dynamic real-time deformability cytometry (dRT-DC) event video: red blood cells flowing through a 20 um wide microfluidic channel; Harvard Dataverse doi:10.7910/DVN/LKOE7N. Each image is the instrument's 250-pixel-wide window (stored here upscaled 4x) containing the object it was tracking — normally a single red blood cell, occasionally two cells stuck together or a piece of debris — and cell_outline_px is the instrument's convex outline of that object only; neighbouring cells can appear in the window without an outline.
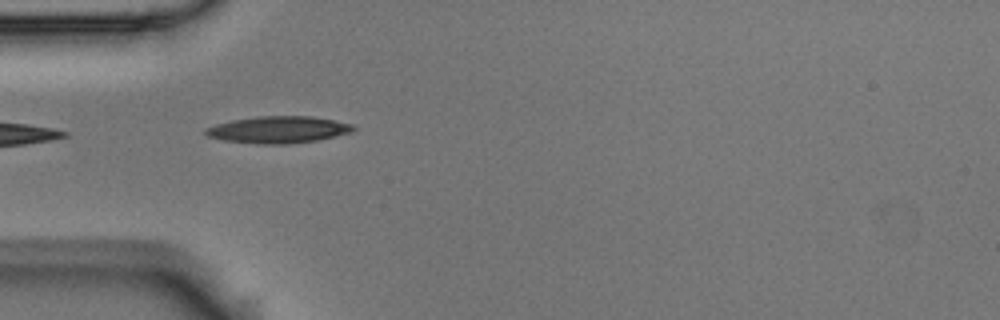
{"species": "Egyptian fruit bat (a non-hibernating species)", "species_latin": "Rousettus aegyptiacus", "temperature_condition": "room temperature", "stored_images_in_passage": 2, "camera_frame_rate_fps": 3000, "um_per_image_px": 0.085, "animal": {"sex": "male"}, "frame": {"image": 1, "passage_image": 1, "time_ms": 0.0, "image_size_px": [1000, 320], "cell_outline_px": [[356, 128], [352, 132], [316, 140], [288, 144], [260, 144], [224, 140], [208, 136], [204, 132], [204, 128], [216, 124], [232, 120], [260, 116], [312, 116], [352, 124]], "centroid_in_image_um": [23.64, 11.02], "position_along_channel_um": 61.4, "area_um2": 22.95}}
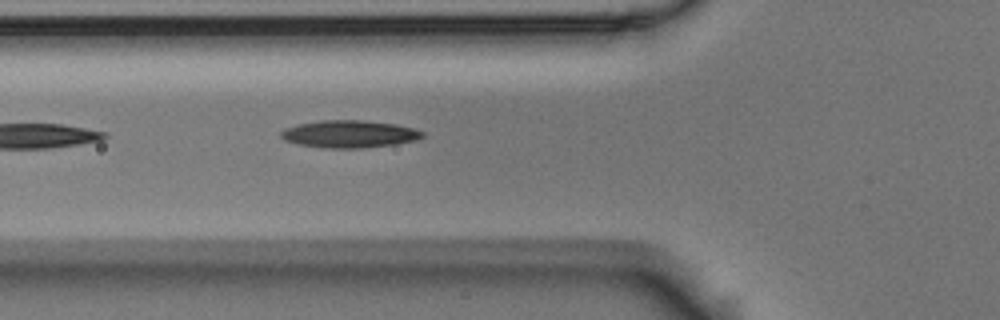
{"frame": {"image": 2, "passage_image": 2, "time_ms": 0.333, "image_size_px": [1000, 320], "cell_outline_px": [[424, 136], [416, 140], [392, 144], [364, 148], [320, 148], [296, 144], [284, 140], [280, 136], [280, 132], [284, 128], [296, 124], [320, 120], [364, 120], [396, 124], [412, 128], [424, 132]], "centroid_in_image_um": [29.63, 11.39], "position_along_channel_um": 96.2, "area_um2": 22.77}}